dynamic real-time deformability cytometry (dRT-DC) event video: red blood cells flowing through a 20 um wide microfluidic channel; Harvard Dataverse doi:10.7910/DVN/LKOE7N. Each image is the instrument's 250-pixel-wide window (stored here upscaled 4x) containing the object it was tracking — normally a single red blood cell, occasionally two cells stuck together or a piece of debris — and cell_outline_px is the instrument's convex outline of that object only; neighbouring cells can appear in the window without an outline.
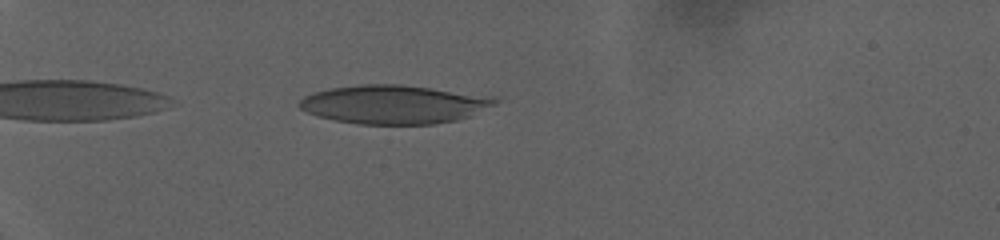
{"species": "human", "species_latin": "Homo sapiens", "temperature_condition": "warm", "stored_images_in_passage": 56, "camera_frame_rate_fps": 3000, "um_per_image_px": 0.085, "donor": {"sex": "female"}, "frame": {"image": 1, "passage_image": 4, "time_ms": 1.0, "image_size_px": [1000, 240], "cell_outline_px": [[496, 104], [468, 116], [456, 120], [432, 124], [360, 124], [336, 120], [320, 116], [308, 112], [300, 108], [300, 100], [304, 96], [316, 92], [332, 88], [364, 84], [400, 84], [428, 88], [496, 100]], "centroid_in_image_um": [33.35, 8.89], "position_along_channel_um": 51.7, "area_um2": 42.48}}
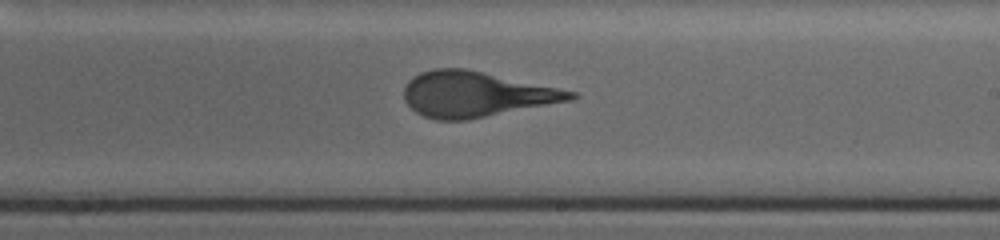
{"frame": {"image": 2, "passage_image": 30, "time_ms": 9.667, "image_size_px": [1000, 240], "cell_outline_px": [[576, 96], [572, 100], [468, 120], [436, 120], [424, 116], [416, 112], [404, 100], [404, 88], [408, 80], [412, 76], [420, 72], [436, 68], [464, 68], [576, 92]], "centroid_in_image_um": [40.39, 8.02], "position_along_channel_um": 248.6, "area_um2": 43.7}}
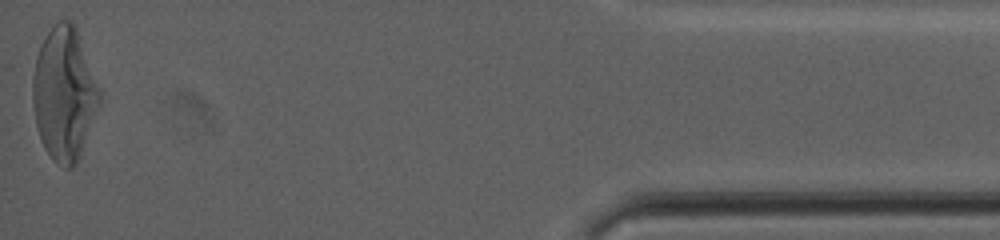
{"frame": {"image": 3, "passage_image": 56, "time_ms": 18.333, "image_size_px": [1000, 240], "cell_outline_px": [[100, 100], [80, 156], [76, 164], [72, 168], [64, 168], [56, 164], [52, 160], [44, 148], [36, 124], [32, 100], [32, 76], [36, 56], [40, 44], [48, 32], [60, 20], [68, 20], [76, 28], [100, 92]], "centroid_in_image_um": [5.42, 8.02], "position_along_channel_um": 429.8, "area_um2": 51.15}}